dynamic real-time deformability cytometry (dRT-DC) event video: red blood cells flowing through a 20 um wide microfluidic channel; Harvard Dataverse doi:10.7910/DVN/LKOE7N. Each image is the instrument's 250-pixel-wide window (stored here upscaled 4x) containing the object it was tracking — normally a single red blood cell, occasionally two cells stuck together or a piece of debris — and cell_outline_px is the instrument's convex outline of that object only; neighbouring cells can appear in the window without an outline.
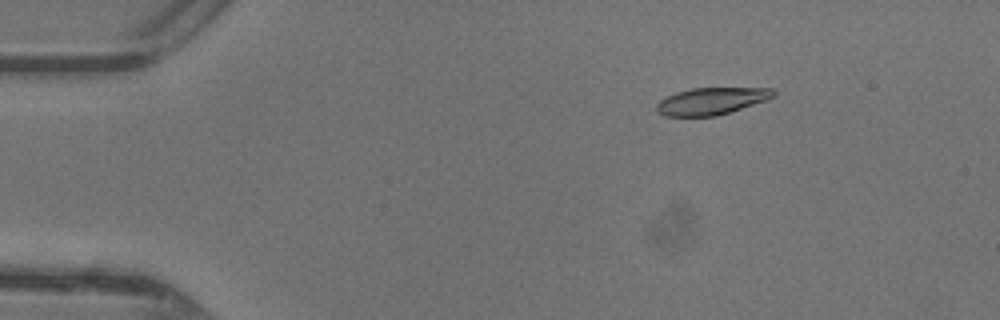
{"species": "common noctule bat (a hibernating species)", "species_latin": "Nyctalus noctula", "temperature_condition": "warm", "stored_images_in_passage": 48, "camera_frame_rate_fps": 3000, "um_per_image_px": 0.085, "animal": {"sex": "female"}, "frame": {"image": 1, "passage_image": 8, "time_ms": 2.333, "image_size_px": [1000, 320], "cell_outline_px": [[776, 96], [768, 100], [716, 116], [664, 116], [656, 112], [656, 104], [660, 100], [676, 92], [692, 88], [772, 88], [776, 92]], "centroid_in_image_um": [60.48, 8.59], "position_along_channel_um": 24.5, "area_um2": 18.5}}
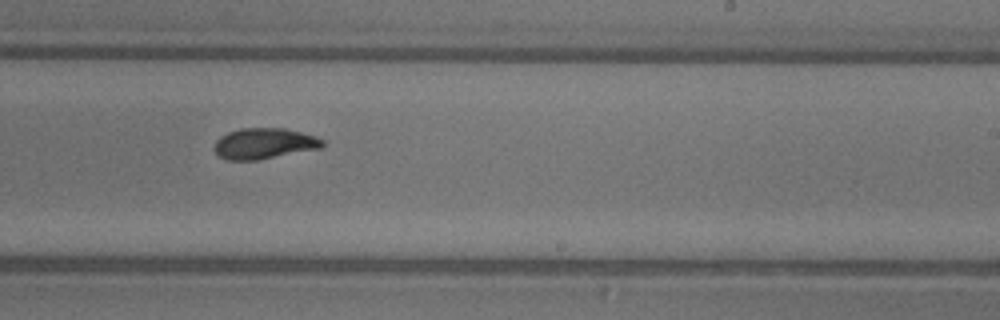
{"frame": {"image": 2, "passage_image": 30, "time_ms": 9.667, "image_size_px": [1000, 320], "cell_outline_px": [[324, 144], [320, 148], [256, 160], [228, 160], [220, 156], [216, 152], [216, 140], [220, 136], [228, 132], [240, 128], [284, 128], [316, 136], [324, 140]], "centroid_in_image_um": [22.46, 12.19], "position_along_channel_um": 266.5, "area_um2": 19.19}}
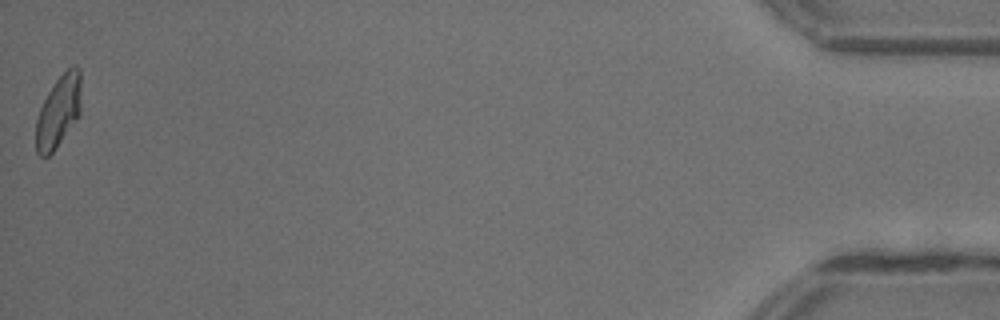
{"frame": {"image": 3, "passage_image": 48, "time_ms": 15.667, "image_size_px": [1000, 320], "cell_outline_px": [[80, 116], [56, 148], [48, 156], [40, 156], [36, 152], [36, 120], [40, 108], [48, 92], [56, 80], [72, 64], [76, 64], [80, 68]], "centroid_in_image_um": [4.98, 9.46], "position_along_channel_um": 430.2, "area_um2": 19.02}, "authors_computed_cell_mechanics": {"area_um2": 19.3052, "velocity_mm_per_s": 4.3908, "shape_relaxation_time_tau1_ms": 3.1057, "shape_relaxation_time_tau2_ms": 1.317, "deformation_change_tau1": 0.1622, "deformation_change_tau2": 0.0711}}